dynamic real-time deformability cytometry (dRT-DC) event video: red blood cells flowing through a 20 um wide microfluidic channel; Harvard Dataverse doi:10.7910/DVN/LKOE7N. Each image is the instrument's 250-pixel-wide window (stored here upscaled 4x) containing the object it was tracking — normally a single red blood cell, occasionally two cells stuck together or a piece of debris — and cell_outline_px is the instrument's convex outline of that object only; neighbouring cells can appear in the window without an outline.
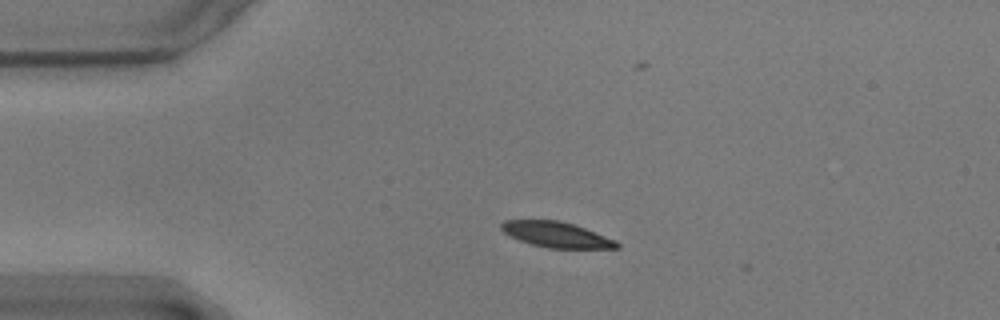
{"species": "common noctule bat (a hibernating species)", "species_latin": "Nyctalus noctula", "temperature_condition": "warm", "stored_images_in_passage": 3, "camera_frame_rate_fps": 3000, "um_per_image_px": 0.085, "animal": {"sex": "male", "body_mass_g": 17.9}, "frame": {"image": 1, "passage_image": 1, "time_ms": 0.0, "image_size_px": [1000, 320], "cell_outline_px": [[620, 248], [548, 248], [532, 244], [520, 240], [504, 232], [500, 228], [500, 224], [504, 220], [560, 220], [584, 228], [616, 240], [620, 244]], "centroid_in_image_um": [47.3, 19.94], "position_along_channel_um": 37.7, "area_um2": 16.99}}